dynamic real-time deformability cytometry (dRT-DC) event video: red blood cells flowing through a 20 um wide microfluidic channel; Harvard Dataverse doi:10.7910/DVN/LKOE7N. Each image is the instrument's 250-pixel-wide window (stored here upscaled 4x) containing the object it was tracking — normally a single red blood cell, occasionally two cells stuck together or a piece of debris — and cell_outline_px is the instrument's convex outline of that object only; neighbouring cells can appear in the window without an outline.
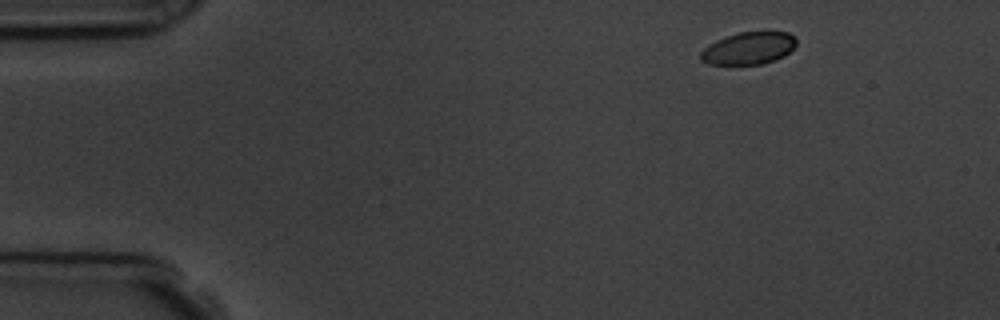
{"species": "common noctule bat (a hibernating species)", "species_latin": "Nyctalus noctula", "temperature_condition": "room temperature", "stored_images_in_passage": 5, "camera_frame_rate_fps": 3000, "um_per_image_px": 0.085, "animal": {"sex": "male", "body_mass_g": 19.5, "forearm_length_mm": 54.6}, "frame": {"image": 1, "passage_image": 1, "time_ms": 0.0, "image_size_px": [1000, 320], "cell_outline_px": [[796, 44], [784, 56], [776, 60], [764, 64], [708, 64], [700, 60], [700, 52], [708, 44], [716, 40], [740, 32], [764, 28], [788, 32], [796, 36]], "centroid_in_image_um": [63.68, 4.05], "position_along_channel_um": 21.3, "area_um2": 18.73}}
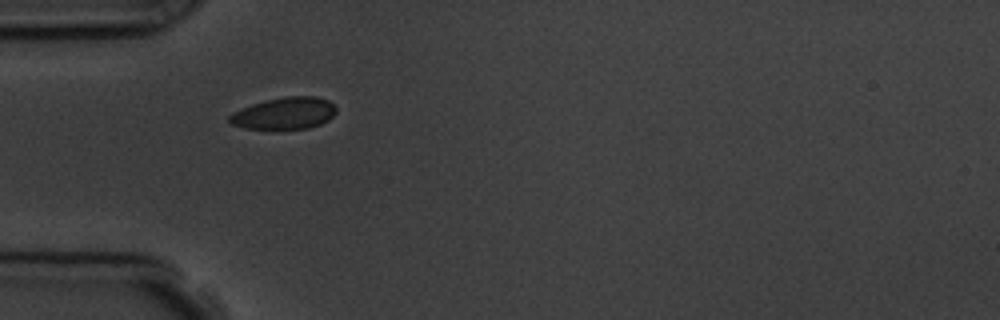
{"frame": {"image": 2, "passage_image": 4, "time_ms": 3.333, "image_size_px": [1000, 320], "cell_outline_px": [[336, 112], [328, 120], [320, 124], [308, 128], [244, 128], [228, 124], [228, 116], [232, 112], [240, 108], [252, 104], [284, 96], [316, 96], [328, 100], [336, 108]], "centroid_in_image_um": [24.14, 9.62], "position_along_channel_um": 60.9, "area_um2": 19.77}}